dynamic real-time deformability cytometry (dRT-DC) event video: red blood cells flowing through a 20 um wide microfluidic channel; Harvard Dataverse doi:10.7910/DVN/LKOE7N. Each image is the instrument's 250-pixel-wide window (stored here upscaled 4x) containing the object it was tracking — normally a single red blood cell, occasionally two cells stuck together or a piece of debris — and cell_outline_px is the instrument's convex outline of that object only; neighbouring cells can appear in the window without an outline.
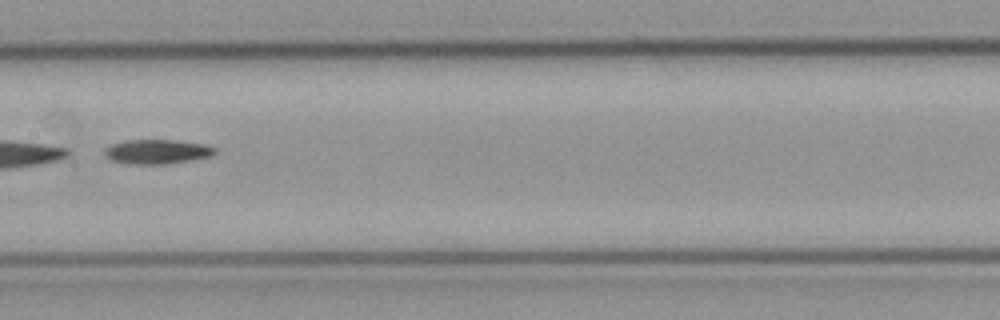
{"species": "common noctule bat (a hibernating species)", "species_latin": "Nyctalus noctula", "temperature_condition": "cold", "stored_images_in_passage": 53, "segment_of_instrument_passage": [2, 2], "camera_frame_rate_fps": 3000, "um_per_image_px": 0.085, "animal": {"sex": "male", "body_mass_g": 23.1, "forearm_length_mm": 52.7}, "frame": {"image": 1, "passage_image": 26, "time_ms": 8.333, "image_size_px": [1000, 320], "cell_outline_px": [[216, 152], [212, 156], [192, 160], [164, 164], [128, 164], [112, 160], [104, 156], [104, 148], [112, 144], [124, 140], [172, 140], [204, 144], [216, 148]], "centroid_in_image_um": [13.33, 12.89], "position_along_channel_um": 194.1, "area_um2": 15.78}}